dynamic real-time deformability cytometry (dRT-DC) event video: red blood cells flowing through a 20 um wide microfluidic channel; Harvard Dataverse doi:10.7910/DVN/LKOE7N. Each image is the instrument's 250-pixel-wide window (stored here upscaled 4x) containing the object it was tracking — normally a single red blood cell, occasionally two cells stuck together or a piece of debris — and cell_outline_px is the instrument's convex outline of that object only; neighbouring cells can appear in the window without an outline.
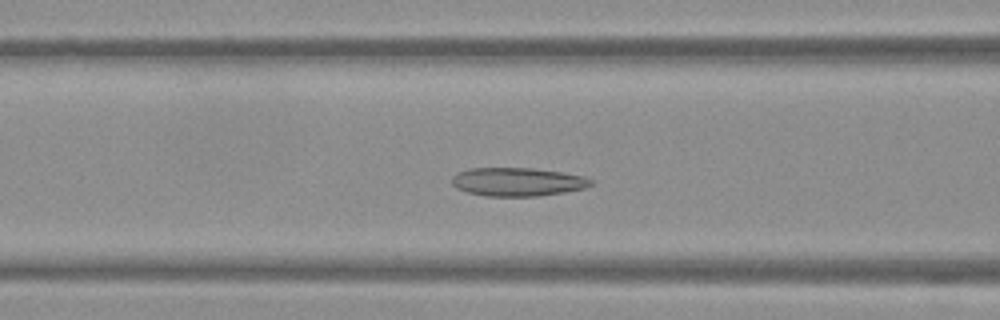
{"species": "Egyptian fruit bat (a non-hibernating species)", "species_latin": "Rousettus aegyptiacus", "temperature_condition": "warm", "stored_images_in_passage": 51, "camera_frame_rate_fps": 3000, "um_per_image_px": 0.085, "frame": {"image": 1, "passage_image": 19, "time_ms": 6.0, "image_size_px": [1000, 320], "cell_outline_px": [[596, 180], [592, 184], [584, 188], [564, 192], [536, 196], [484, 196], [468, 192], [456, 188], [452, 184], [452, 176], [468, 168], [532, 168], [560, 172], [584, 176]], "centroid_in_image_um": [44.0, 15.45], "position_along_channel_um": 122.6, "area_um2": 23.06}}
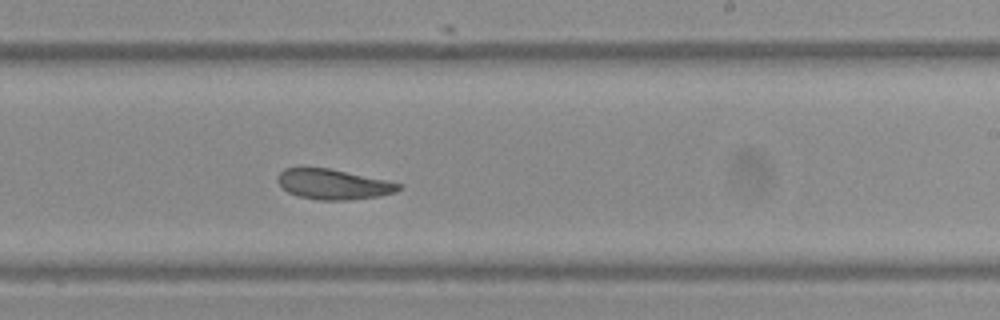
{"frame": {"image": 2, "passage_image": 30, "time_ms": 9.667, "image_size_px": [1000, 320], "cell_outline_px": [[400, 188], [396, 192], [380, 196], [352, 200], [320, 200], [300, 196], [288, 192], [276, 180], [276, 176], [284, 168], [328, 168], [384, 180], [400, 184]], "centroid_in_image_um": [28.3, 15.67], "position_along_channel_um": 260.7, "area_um2": 20.98}}
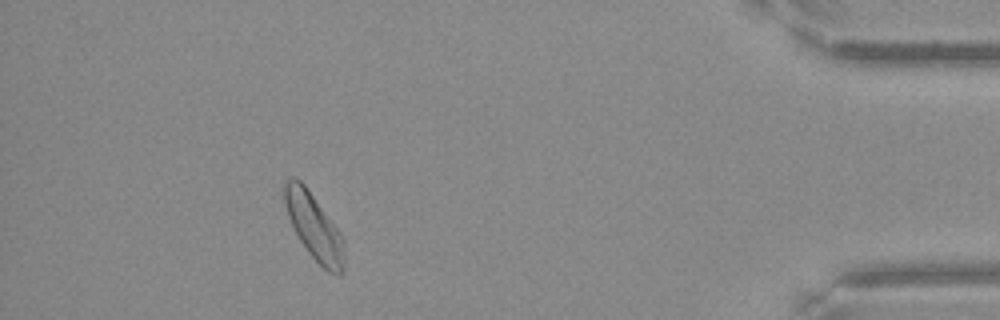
{"frame": {"image": 3, "passage_image": 46, "time_ms": 15.0, "image_size_px": [1000, 320], "cell_outline_px": [[344, 272], [340, 276], [328, 272], [308, 252], [300, 240], [288, 216], [284, 200], [284, 184], [292, 176], [300, 180], [304, 184], [340, 232], [344, 240]], "centroid_in_image_um": [26.72, 19.3], "position_along_channel_um": 408.5, "area_um2": 22.66}, "authors_computed_cell_mechanics": {"area_um2": 23.0044, "velocity_mm_per_s": 3.7705, "shape_relaxation_time_tau1_ms": null, "shape_relaxation_time_tau2_ms": 4.6313, "deformation_change_tau1": null, "deformation_change_tau2": 0.1111}}